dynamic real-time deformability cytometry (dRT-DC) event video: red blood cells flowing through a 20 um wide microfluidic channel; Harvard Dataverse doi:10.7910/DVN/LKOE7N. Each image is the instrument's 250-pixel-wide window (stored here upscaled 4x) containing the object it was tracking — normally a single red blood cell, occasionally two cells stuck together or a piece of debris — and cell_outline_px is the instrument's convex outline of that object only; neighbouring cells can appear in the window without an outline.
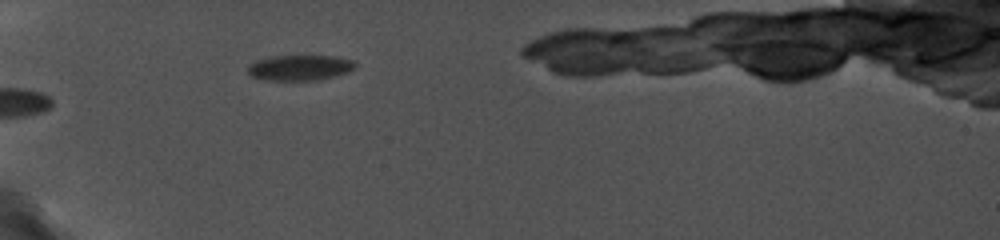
{"species": "common noctule bat (a hibernating species)", "species_latin": "Nyctalus noctula", "temperature_condition": "cold", "stored_images_in_passage": 27, "camera_frame_rate_fps": 5000, "um_per_image_px": 0.085, "animal": {"sex": "female", "body_mass_g": 19.0, "forearm_length_mm": 56.7}, "frame": {"image": 1, "passage_image": 1, "time_ms": 0.0, "image_size_px": [1000, 240], "cell_outline_px": [[356, 68], [348, 72], [336, 76], [316, 80], [264, 80], [252, 76], [248, 72], [248, 64], [256, 60], [272, 56], [336, 56], [356, 60]], "centroid_in_image_um": [25.52, 5.75], "position_along_channel_um": 59.5, "area_um2": 16.13}}